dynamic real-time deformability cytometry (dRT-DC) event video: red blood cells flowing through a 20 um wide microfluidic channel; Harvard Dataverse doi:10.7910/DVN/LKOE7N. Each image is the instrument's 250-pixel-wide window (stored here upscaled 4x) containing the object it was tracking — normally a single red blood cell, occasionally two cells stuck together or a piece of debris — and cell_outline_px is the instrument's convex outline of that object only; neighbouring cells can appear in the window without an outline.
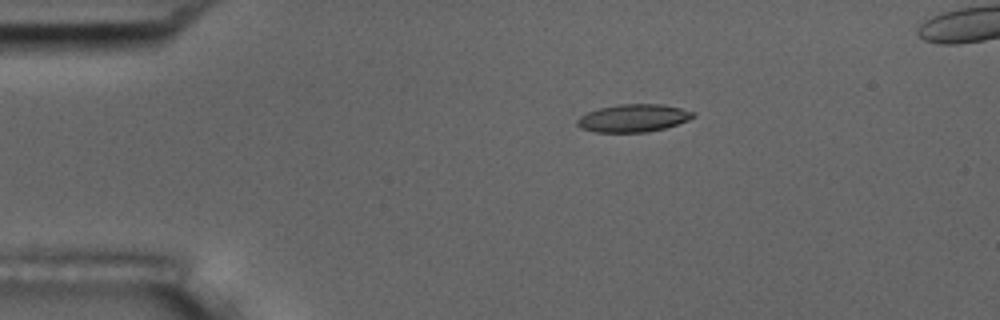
{"species": "common noctule bat (a hibernating species)", "species_latin": "Nyctalus noctula", "temperature_condition": "room temperature", "stored_images_in_passage": 46, "camera_frame_rate_fps": 3000, "um_per_image_px": 0.085, "animal": {"sex": "male", "body_mass_g": 17.5, "forearm_length_mm": 52.3}, "frame": {"image": 1, "passage_image": 1, "time_ms": 0.0, "image_size_px": [1000, 320], "cell_outline_px": [[696, 116], [688, 120], [664, 128], [648, 132], [596, 132], [580, 128], [576, 124], [576, 120], [580, 116], [588, 112], [600, 108], [620, 104], [660, 104], [680, 108], [696, 112]], "centroid_in_image_um": [53.83, 10.04], "position_along_channel_um": 31.2, "area_um2": 18.67}}
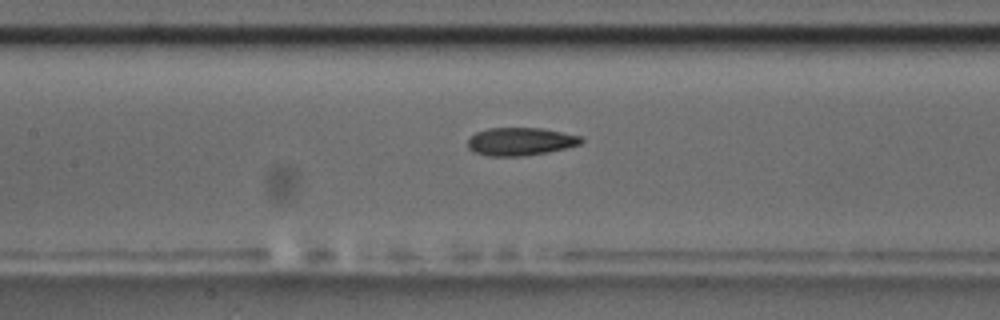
{"frame": {"image": 2, "passage_image": 16, "time_ms": 5.0, "image_size_px": [1000, 320], "cell_outline_px": [[584, 140], [580, 144], [568, 148], [548, 152], [524, 156], [488, 156], [472, 152], [468, 148], [468, 140], [476, 132], [488, 128], [544, 128], [580, 136]], "centroid_in_image_um": [44.24, 12.03], "position_along_channel_um": 163.2, "area_um2": 18.61}}
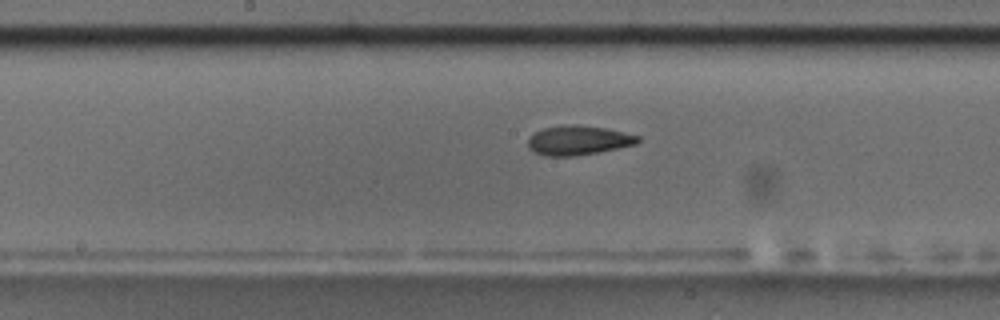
{"frame": {"image": 3, "passage_image": 19, "time_ms": 6.0, "image_size_px": [1000, 320], "cell_outline_px": [[640, 140], [636, 144], [596, 152], [572, 156], [544, 156], [528, 148], [528, 140], [536, 132], [544, 128], [564, 124], [576, 124], [604, 128], [624, 132], [640, 136]], "centroid_in_image_um": [49.15, 11.92], "position_along_channel_um": 199.1, "area_um2": 18.61}}